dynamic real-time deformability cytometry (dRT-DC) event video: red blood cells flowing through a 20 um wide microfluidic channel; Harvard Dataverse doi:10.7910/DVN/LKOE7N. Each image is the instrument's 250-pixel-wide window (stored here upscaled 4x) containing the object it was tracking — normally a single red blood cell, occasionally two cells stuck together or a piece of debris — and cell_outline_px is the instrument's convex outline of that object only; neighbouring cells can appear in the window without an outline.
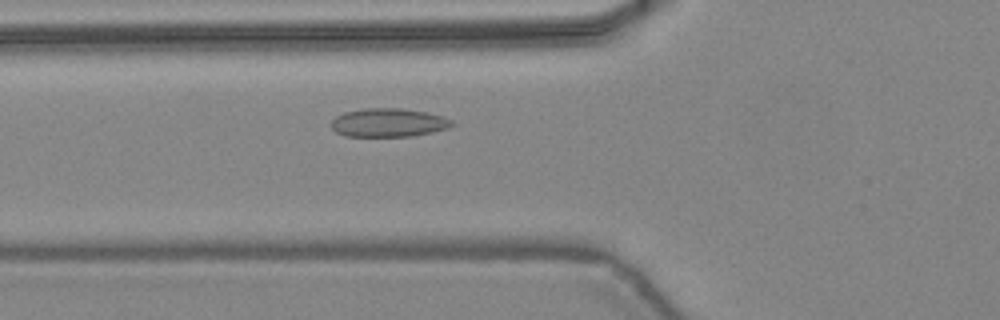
{"species": "common noctule bat (a hibernating species)", "species_latin": "Nyctalus noctula", "temperature_condition": "warm", "stored_images_in_passage": 42, "camera_frame_rate_fps": 3000, "um_per_image_px": 0.085, "animal": {"sex": "female", "body_mass_g": 24.6, "forearm_length_mm": 56.2}, "frame": {"image": 1, "passage_image": 13, "time_ms": 4.0, "image_size_px": [1000, 320], "cell_outline_px": [[456, 124], [448, 128], [432, 132], [412, 136], [344, 136], [336, 132], [328, 124], [336, 116], [344, 112], [364, 108], [400, 108], [428, 112], [444, 116], [452, 120]], "centroid_in_image_um": [33.02, 10.42], "position_along_channel_um": 92.8, "area_um2": 20.35}}
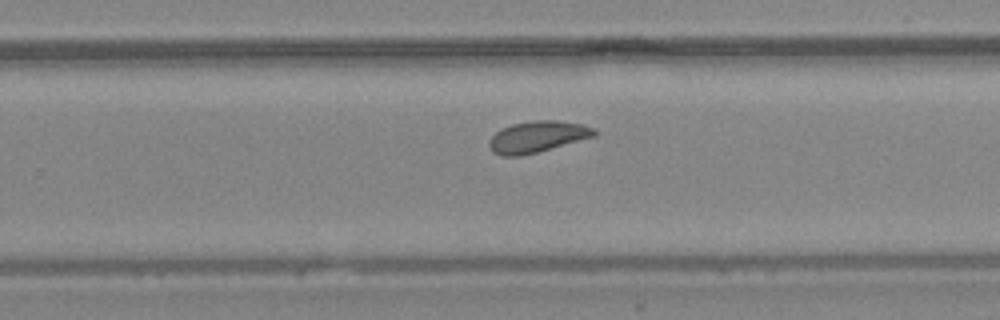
{"frame": {"image": 2, "passage_image": 26, "time_ms": 8.333, "image_size_px": [1000, 320], "cell_outline_px": [[596, 136], [536, 152], [520, 156], [500, 156], [492, 152], [488, 144], [488, 140], [496, 132], [512, 124], [532, 120], [556, 120], [584, 124], [592, 128], [596, 132]], "centroid_in_image_um": [45.65, 11.62], "position_along_channel_um": 284.1, "area_um2": 19.13}}
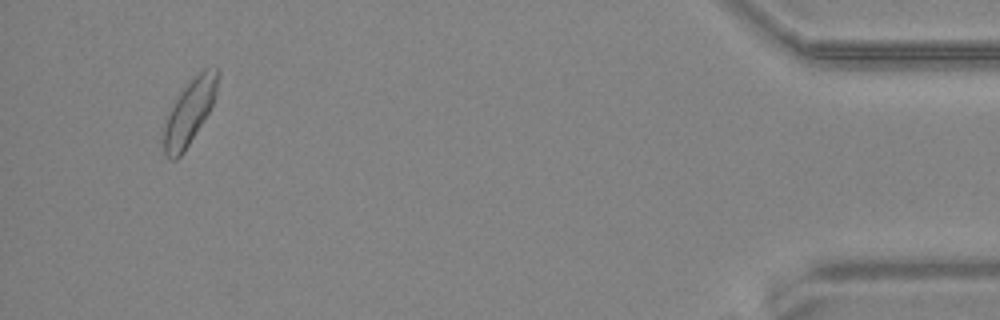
{"frame": {"image": 3, "passage_image": 40, "time_ms": 13.0, "image_size_px": [1000, 320], "cell_outline_px": [[220, 72], [216, 96], [204, 120], [184, 152], [176, 160], [168, 160], [164, 152], [164, 128], [168, 116], [180, 92], [204, 68], [216, 64], [220, 68]], "centroid_in_image_um": [16.16, 9.48], "position_along_channel_um": 419.0, "area_um2": 20.17}, "authors_computed_cell_mechanics": {"area_um2": 19.6231, "velocity_mm_per_s": 4.4129, "shape_relaxation_time_tau1_ms": 4.065, "shape_relaxation_time_tau2_ms": 2.1195, "deformation_change_tau1": 0.0768, "deformation_change_tau2": 0.0647}}